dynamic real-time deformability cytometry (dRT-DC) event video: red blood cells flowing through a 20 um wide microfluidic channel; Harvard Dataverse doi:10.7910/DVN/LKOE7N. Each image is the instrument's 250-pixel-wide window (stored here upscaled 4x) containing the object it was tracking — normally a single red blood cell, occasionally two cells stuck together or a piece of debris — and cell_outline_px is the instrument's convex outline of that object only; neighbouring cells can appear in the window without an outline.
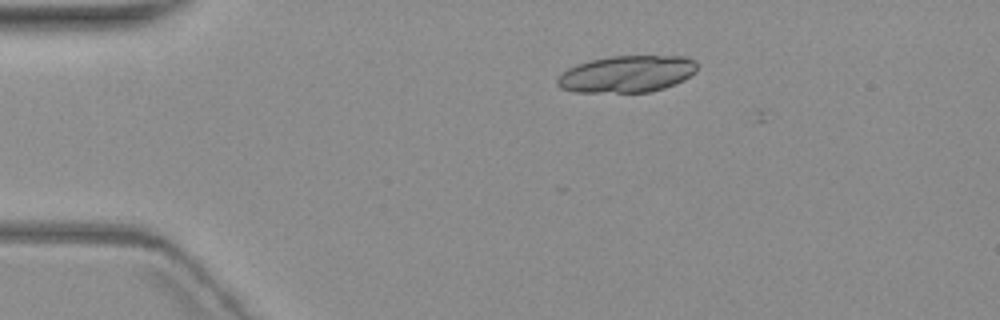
{"species": "common noctule bat (a hibernating species)", "species_latin": "Nyctalus noctula", "temperature_condition": "warm", "stored_images_in_passage": 3, "camera_frame_rate_fps": 3000, "um_per_image_px": 0.085, "animal": {"sex": "female", "body_mass_g": 19.3, "forearm_length_mm": 54.1}, "frame": {"image": 1, "passage_image": 1, "time_ms": 0.0, "image_size_px": [1000, 320], "cell_outline_px": [[696, 72], [684, 80], [676, 84], [652, 92], [576, 92], [560, 88], [556, 84], [556, 80], [568, 68], [592, 60], [612, 56], [684, 56], [696, 60]], "centroid_in_image_um": [53.32, 6.3], "position_along_channel_um": 31.7, "area_um2": 29.94}}